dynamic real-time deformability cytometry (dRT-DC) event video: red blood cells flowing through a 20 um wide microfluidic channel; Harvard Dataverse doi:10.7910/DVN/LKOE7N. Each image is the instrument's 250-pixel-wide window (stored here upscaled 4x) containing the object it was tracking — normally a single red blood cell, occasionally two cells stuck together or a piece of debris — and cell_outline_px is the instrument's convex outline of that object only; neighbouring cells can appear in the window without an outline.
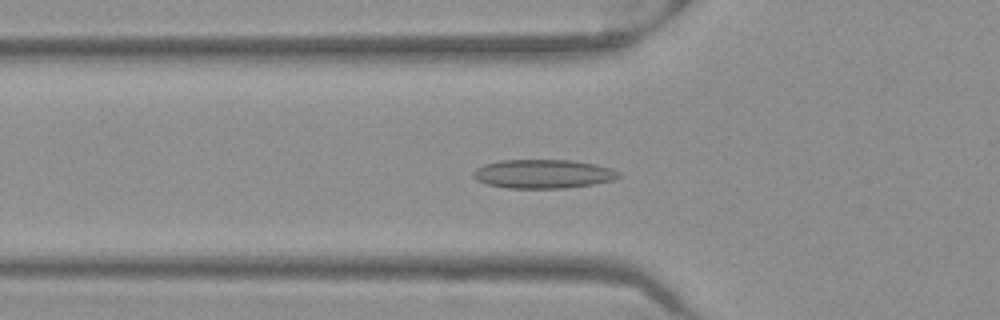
{"species": "Egyptian fruit bat (a non-hibernating species)", "species_latin": "Rousettus aegyptiacus", "temperature_condition": "warm", "stored_images_in_passage": 45, "camera_frame_rate_fps": 3000, "um_per_image_px": 0.085, "frame": {"image": 1, "passage_image": 11, "time_ms": 3.333, "image_size_px": [1000, 320], "cell_outline_px": [[624, 176], [612, 180], [592, 184], [564, 188], [508, 188], [488, 184], [476, 180], [472, 176], [472, 172], [476, 168], [484, 164], [500, 160], [572, 160], [596, 164], [612, 168], [620, 172]], "centroid_in_image_um": [46.18, 14.77], "position_along_channel_um": 79.6, "area_um2": 24.62}}
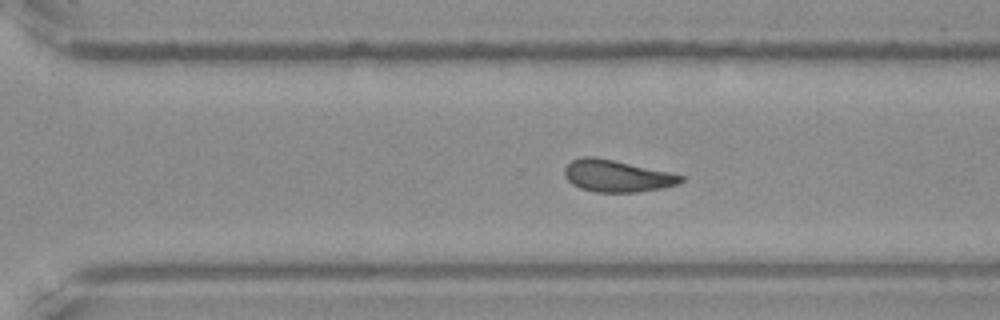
{"frame": {"image": 2, "passage_image": 29, "time_ms": 9.333, "image_size_px": [1000, 320], "cell_outline_px": [[684, 180], [676, 184], [660, 188], [640, 192], [592, 192], [580, 188], [572, 184], [564, 176], [564, 168], [572, 160], [584, 156], [596, 156], [668, 172], [684, 176]], "centroid_in_image_um": [52.38, 14.95], "position_along_channel_um": 318.2, "area_um2": 21.56}}
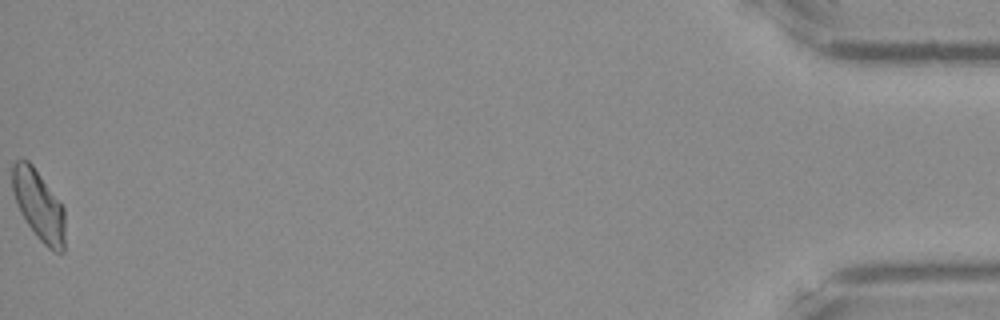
{"frame": {"image": 3, "passage_image": 45, "time_ms": 14.667, "image_size_px": [1000, 320], "cell_outline_px": [[64, 252], [56, 252], [48, 248], [36, 236], [20, 212], [16, 204], [12, 188], [12, 164], [16, 160], [28, 160], [32, 164], [64, 208]], "centroid_in_image_um": [3.27, 17.45], "position_along_channel_um": 431.9, "area_um2": 21.33}, "authors_computed_cell_mechanics": {"area_um2": 21.675, "velocity_mm_per_s": 3.9668, "shape_relaxation_time_tau1_ms": null, "shape_relaxation_time_tau2_ms": 5.7525, "deformation_change_tau1": null, "deformation_change_tau2": 0.1224}}